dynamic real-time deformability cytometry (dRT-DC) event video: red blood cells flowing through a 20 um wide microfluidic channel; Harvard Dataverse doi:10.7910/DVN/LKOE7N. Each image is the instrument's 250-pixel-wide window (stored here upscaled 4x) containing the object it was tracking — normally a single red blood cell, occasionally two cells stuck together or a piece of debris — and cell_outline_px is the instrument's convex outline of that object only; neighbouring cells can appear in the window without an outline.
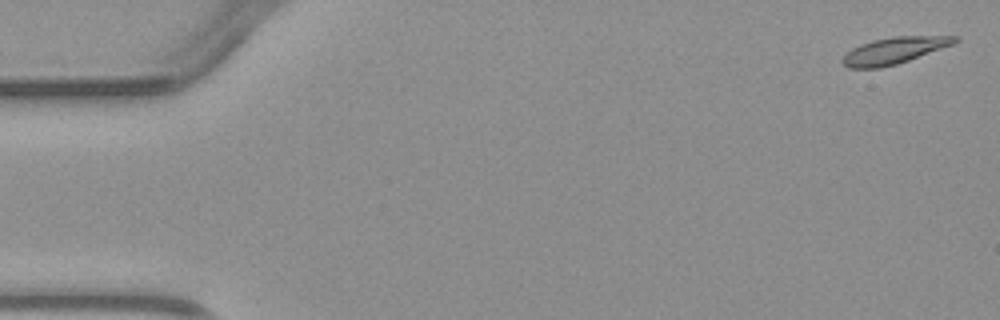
{"species": "common noctule bat (a hibernating species)", "species_latin": "Nyctalus noctula", "temperature_condition": "warm", "stored_images_in_passage": 4, "camera_frame_rate_fps": 3000, "um_per_image_px": 0.085, "animal": {"sex": "male", "body_mass_g": 23.1, "forearm_length_mm": 52.7}, "frame": {"image": 1, "passage_image": 1, "time_ms": 0.0, "image_size_px": [1000, 320], "cell_outline_px": [[960, 40], [952, 44], [908, 60], [896, 64], [880, 68], [848, 68], [840, 60], [852, 48], [860, 44], [872, 40], [896, 36], [960, 36]], "centroid_in_image_um": [75.98, 4.29], "position_along_channel_um": 9.0, "area_um2": 17.17}}
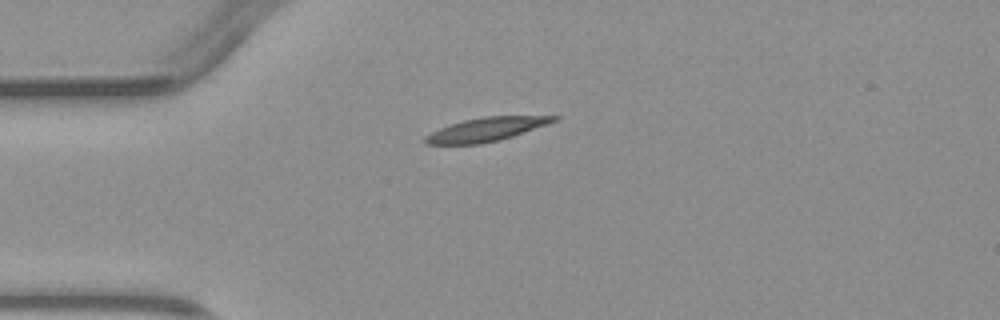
{"frame": {"image": 2, "passage_image": 4, "time_ms": 3.667, "image_size_px": [1000, 320], "cell_outline_px": [[560, 120], [500, 140], [480, 144], [424, 144], [424, 136], [440, 128], [464, 120], [484, 116], [560, 116]], "centroid_in_image_um": [41.35, 11.0], "position_along_channel_um": 43.7, "area_um2": 17.63}}